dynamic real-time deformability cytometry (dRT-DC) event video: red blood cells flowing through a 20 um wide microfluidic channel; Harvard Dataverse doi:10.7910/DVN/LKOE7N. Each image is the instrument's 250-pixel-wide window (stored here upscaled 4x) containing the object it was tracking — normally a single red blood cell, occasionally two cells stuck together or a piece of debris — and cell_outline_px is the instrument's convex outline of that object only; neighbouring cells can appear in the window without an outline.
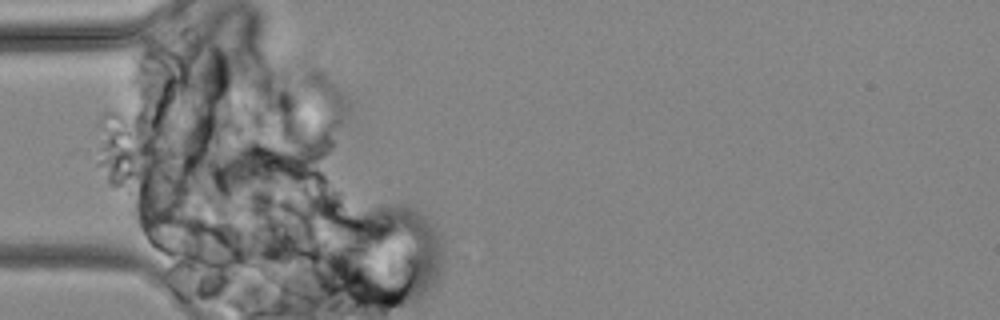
{"species": "common noctule bat (a hibernating species)", "species_latin": "Nyctalus noctula", "temperature_condition": "cold", "stored_images_in_passage": 9, "camera_frame_rate_fps": 3000, "um_per_image_px": 0.085, "animal": {"sex": "male", "body_mass_g": 19.2, "forearm_length_mm": 51.8}, "frame": {"image": 1, "passage_image": 2, "time_ms": 1.0, "image_size_px": [1000, 320], "cell_outline_px": [[244, 260], [236, 276], [168, 256], [160, 252], [144, 236], [140, 228], [140, 224], [144, 220], [160, 212], [168, 212], [196, 216], [224, 224], [232, 228], [240, 244], [244, 256]], "centroid_in_image_um": [16.57, 20.48], "position_along_channel_um": 68.4, "area_um2": 30.4}}
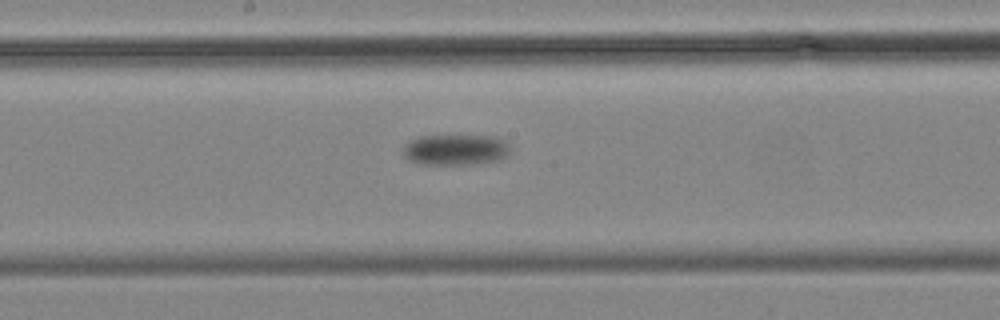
{"frame": {"image": 2, "passage_image": 6, "time_ms": 7.667, "image_size_px": [1000, 320], "cell_outline_px": [[512, 148], [508, 156], [500, 160], [472, 164], [420, 164], [408, 160], [404, 156], [404, 144], [408, 140], [420, 136], [496, 136], [504, 140]], "centroid_in_image_um": [38.75, 12.73], "position_along_channel_um": 209.5, "area_um2": 19.48}}
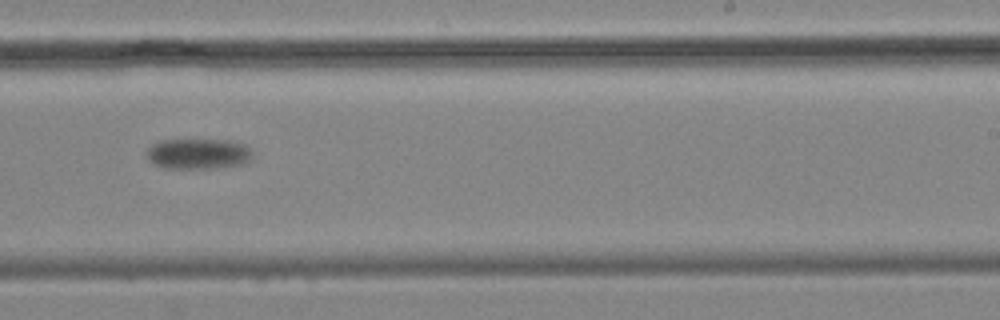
{"frame": {"image": 3, "passage_image": 8, "time_ms": 10.0, "image_size_px": [1000, 320], "cell_outline_px": [[252, 156], [244, 164], [216, 168], [164, 168], [152, 164], [144, 156], [148, 148], [152, 144], [160, 140], [228, 140], [244, 144], [252, 152]], "centroid_in_image_um": [16.79, 13.08], "position_along_channel_um": 272.2, "area_um2": 19.02}}